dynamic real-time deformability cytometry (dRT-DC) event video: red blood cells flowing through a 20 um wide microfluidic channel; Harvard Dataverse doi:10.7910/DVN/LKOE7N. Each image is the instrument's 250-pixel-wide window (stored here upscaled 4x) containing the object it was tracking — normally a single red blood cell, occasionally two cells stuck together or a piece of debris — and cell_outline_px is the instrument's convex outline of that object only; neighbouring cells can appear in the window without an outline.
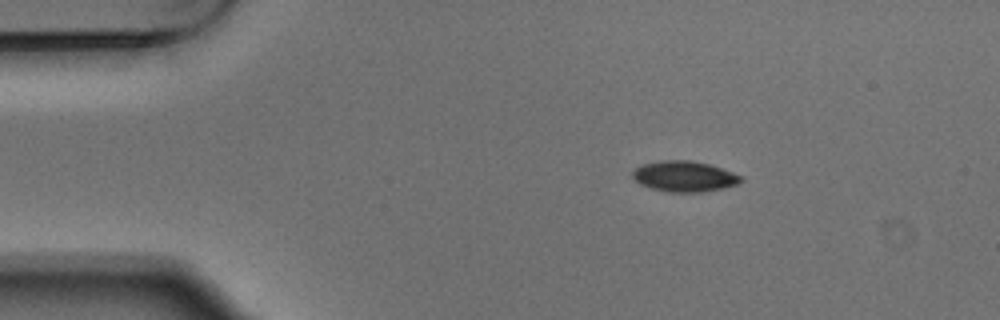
{"species": "Egyptian fruit bat (a non-hibernating species)", "species_latin": "Rousettus aegyptiacus", "temperature_condition": "warm", "stored_images_in_passage": 3, "camera_frame_rate_fps": 3000, "um_per_image_px": 0.085, "animal": {"sex": "male"}, "frame": {"image": 1, "passage_image": 1, "time_ms": 0.0, "image_size_px": [1000, 320], "cell_outline_px": [[744, 180], [736, 184], [724, 188], [704, 192], [668, 192], [652, 188], [640, 184], [632, 176], [632, 172], [636, 168], [644, 164], [660, 160], [692, 160], [708, 164], [744, 176]], "centroid_in_image_um": [58.19, 14.99], "position_along_channel_um": 26.8, "area_um2": 19.36}}
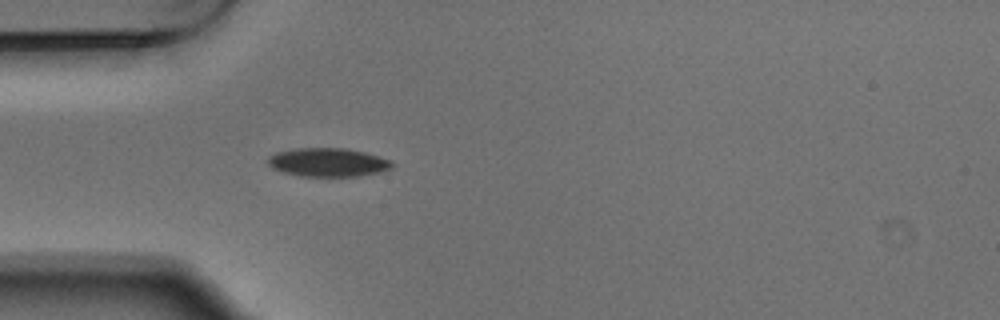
{"frame": {"image": 2, "passage_image": 3, "time_ms": 0.667, "image_size_px": [1000, 320], "cell_outline_px": [[392, 168], [380, 172], [356, 176], [300, 176], [284, 172], [272, 168], [268, 164], [268, 156], [276, 152], [296, 148], [344, 148], [364, 152], [392, 160]], "centroid_in_image_um": [27.86, 13.79], "position_along_channel_um": 57.1, "area_um2": 20.63}}